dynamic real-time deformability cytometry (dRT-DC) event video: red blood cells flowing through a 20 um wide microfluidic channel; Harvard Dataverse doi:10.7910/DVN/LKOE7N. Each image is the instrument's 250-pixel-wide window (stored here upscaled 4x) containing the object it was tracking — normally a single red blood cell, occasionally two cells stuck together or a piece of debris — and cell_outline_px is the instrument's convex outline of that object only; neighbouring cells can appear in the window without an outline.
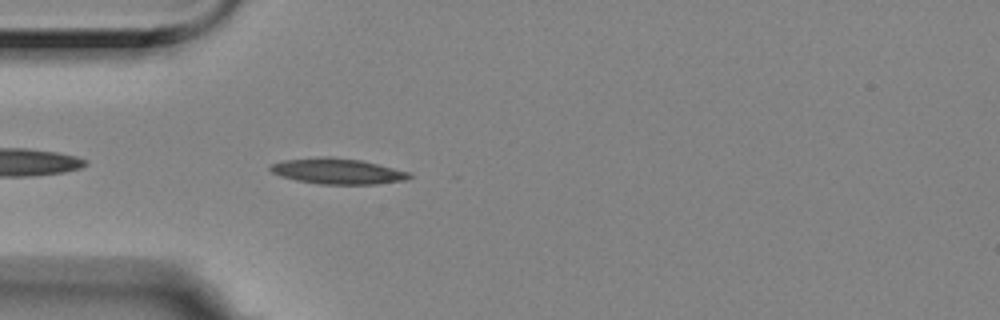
{"species": "Egyptian fruit bat (a non-hibernating species)", "species_latin": "Rousettus aegyptiacus", "temperature_condition": "room temperature", "stored_images_in_passage": 32, "camera_frame_rate_fps": 3000, "um_per_image_px": 0.085, "animal": {"sex": "female"}, "frame": {"image": 1, "passage_image": 3, "time_ms": 0.667, "image_size_px": [1000, 320], "cell_outline_px": [[412, 176], [408, 180], [376, 184], [320, 184], [296, 180], [280, 176], [272, 172], [268, 168], [272, 164], [280, 160], [320, 156], [332, 156], [360, 160], [412, 172]], "centroid_in_image_um": [28.69, 14.54], "position_along_channel_um": 56.3, "area_um2": 21.1}}
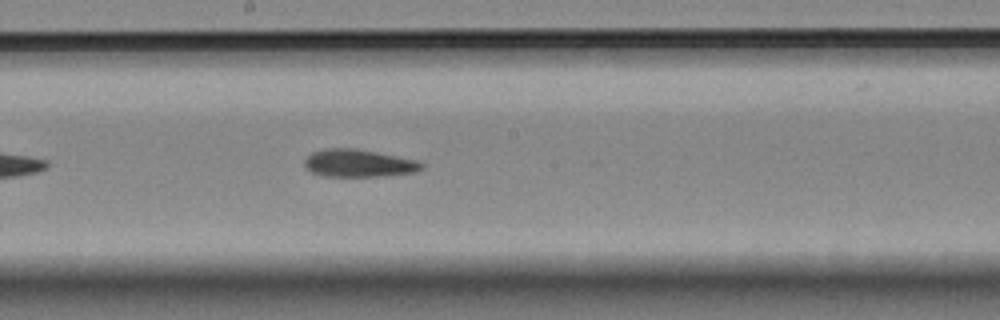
{"frame": {"image": 2, "passage_image": 17, "time_ms": 5.333, "image_size_px": [1000, 320], "cell_outline_px": [[424, 168], [416, 172], [384, 176], [324, 176], [312, 172], [304, 168], [304, 160], [312, 152], [324, 148], [356, 148], [416, 160], [424, 164]], "centroid_in_image_um": [30.47, 13.87], "position_along_channel_um": 217.7, "area_um2": 18.9}}
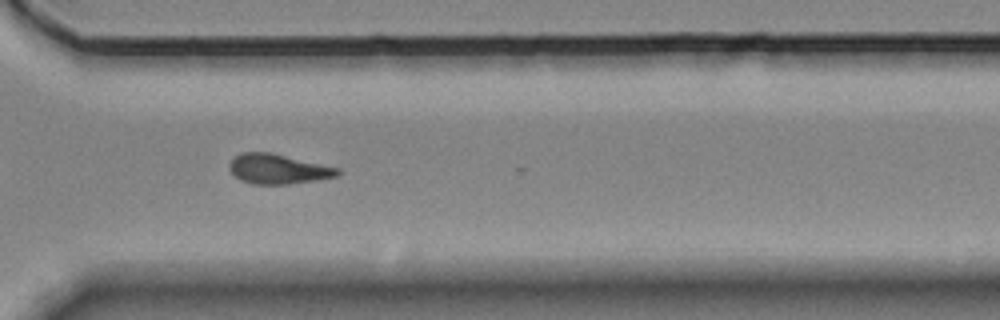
{"frame": {"image": 3, "passage_image": 28, "time_ms": 9.0, "image_size_px": [1000, 320], "cell_outline_px": [[340, 176], [320, 180], [288, 184], [252, 184], [240, 180], [228, 168], [228, 164], [240, 152], [272, 152], [340, 168]], "centroid_in_image_um": [23.67, 14.36], "position_along_channel_um": 346.9, "area_um2": 19.07}, "authors_computed_cell_mechanics": {"area_um2": 19.2763, "velocity_mm_per_s": 3.5331, "shape_relaxation_time_tau1_ms": 5.5546, "shape_relaxation_time_tau2_ms": 2.7277, "deformation_change_tau1": 0.1517, "deformation_change_tau2": 0.1032}}